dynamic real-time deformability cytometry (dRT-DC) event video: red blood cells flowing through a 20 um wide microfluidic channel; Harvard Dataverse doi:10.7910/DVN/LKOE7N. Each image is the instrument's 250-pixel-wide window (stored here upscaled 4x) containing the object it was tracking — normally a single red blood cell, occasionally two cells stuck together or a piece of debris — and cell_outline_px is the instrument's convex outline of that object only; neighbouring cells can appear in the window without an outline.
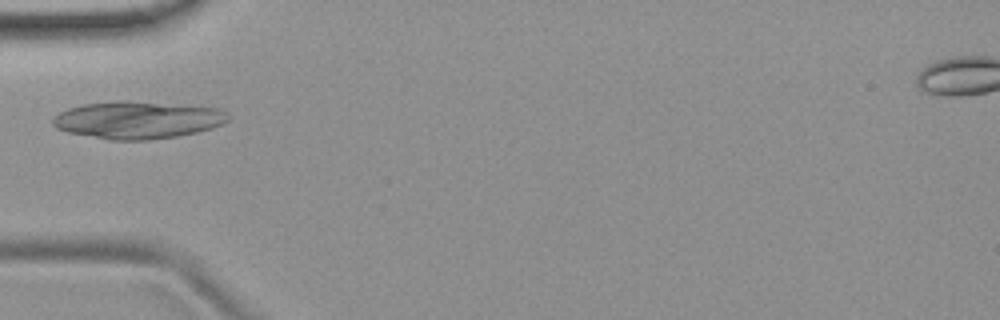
{"species": "common noctule bat (a hibernating species)", "species_latin": "Nyctalus noctula", "temperature_condition": "room temperature", "stored_images_in_passage": 5, "camera_frame_rate_fps": 3000, "um_per_image_px": 0.085, "animal": {"sex": "female", "body_mass_g": 19.9}, "frame": {"image": 1, "passage_image": 5, "time_ms": 1.333, "image_size_px": [1000, 320], "cell_outline_px": [[228, 120], [212, 128], [196, 132], [176, 136], [148, 140], [112, 140], [68, 132], [56, 128], [52, 124], [52, 120], [60, 112], [68, 108], [84, 104], [116, 100], [124, 100], [220, 108], [228, 116]], "centroid_in_image_um": [11.67, 10.19], "position_along_channel_um": 73.3, "area_um2": 37.92}}